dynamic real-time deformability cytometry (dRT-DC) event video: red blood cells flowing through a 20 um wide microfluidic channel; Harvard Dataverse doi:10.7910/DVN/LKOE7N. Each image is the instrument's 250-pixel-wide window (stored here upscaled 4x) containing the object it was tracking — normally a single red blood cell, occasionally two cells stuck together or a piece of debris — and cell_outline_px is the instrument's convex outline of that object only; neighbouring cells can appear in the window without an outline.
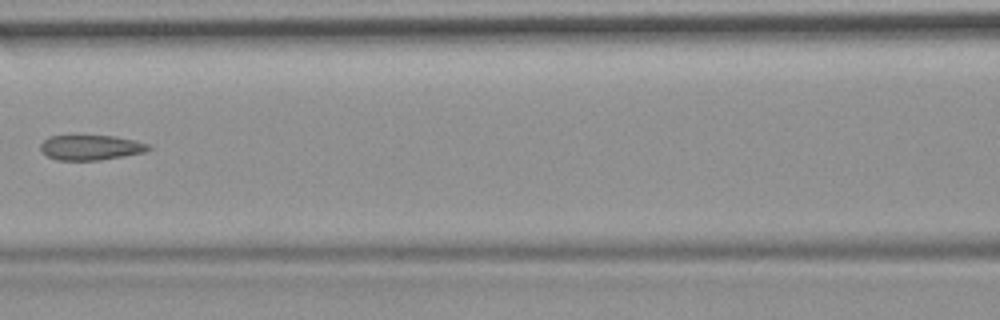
{"species": "common noctule bat (a hibernating species)", "species_latin": "Nyctalus noctula", "temperature_condition": "room temperature", "stored_images_in_passage": 4, "camera_frame_rate_fps": 3000, "um_per_image_px": 0.085, "animal": {"sex": "female", "body_mass_g": 19.9}, "frame": {"image": 1, "passage_image": 3, "time_ms": 0.667, "image_size_px": [1000, 320], "cell_outline_px": [[152, 148], [144, 152], [124, 156], [100, 160], [56, 160], [48, 156], [40, 148], [40, 144], [48, 136], [116, 136], [136, 140], [148, 144]], "centroid_in_image_um": [7.73, 12.53], "position_along_channel_um": 158.9, "area_um2": 15.72}}